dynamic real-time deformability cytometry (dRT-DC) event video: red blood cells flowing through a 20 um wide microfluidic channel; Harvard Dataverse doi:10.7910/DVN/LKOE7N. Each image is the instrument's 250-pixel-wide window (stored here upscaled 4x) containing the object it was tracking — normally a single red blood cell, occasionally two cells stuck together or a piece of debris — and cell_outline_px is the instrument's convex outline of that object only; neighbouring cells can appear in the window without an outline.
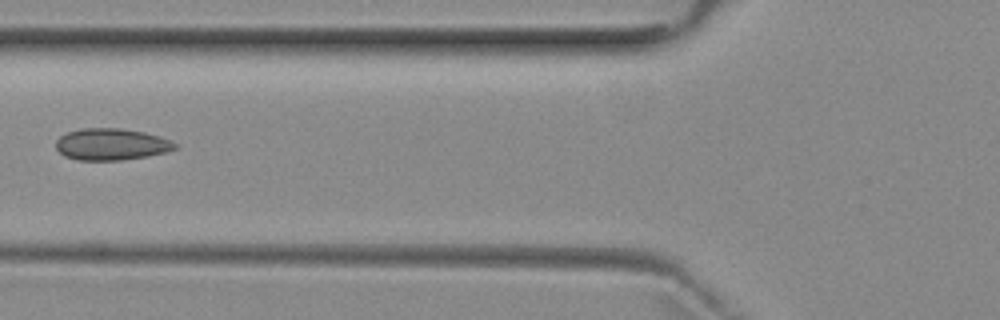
{"species": "common noctule bat (a hibernating species)", "species_latin": "Nyctalus noctula", "temperature_condition": "room temperature", "stored_images_in_passage": 7, "camera_frame_rate_fps": 3000, "um_per_image_px": 0.085, "animal": {"sex": "female", "body_mass_g": 29.2, "forearm_length_mm": 56.3}, "frame": {"image": 1, "passage_image": 6, "time_ms": 5.667, "image_size_px": [1000, 320], "cell_outline_px": [[176, 148], [164, 152], [148, 156], [120, 160], [80, 160], [64, 156], [56, 148], [56, 140], [60, 136], [68, 132], [84, 128], [120, 128], [144, 132], [160, 136], [176, 144]], "centroid_in_image_um": [9.44, 12.26], "position_along_channel_um": 116.4, "area_um2": 21.79}}
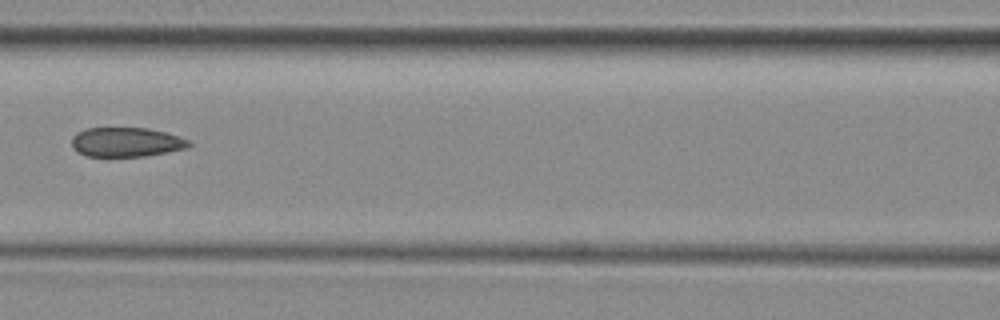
{"frame": {"image": 2, "passage_image": 7, "time_ms": 6.667, "image_size_px": [1000, 320], "cell_outline_px": [[192, 144], [188, 148], [144, 156], [84, 156], [76, 152], [72, 148], [72, 136], [76, 132], [84, 128], [148, 128], [164, 132], [188, 140]], "centroid_in_image_um": [10.67, 12.08], "position_along_channel_um": 155.9, "area_um2": 20.11}}